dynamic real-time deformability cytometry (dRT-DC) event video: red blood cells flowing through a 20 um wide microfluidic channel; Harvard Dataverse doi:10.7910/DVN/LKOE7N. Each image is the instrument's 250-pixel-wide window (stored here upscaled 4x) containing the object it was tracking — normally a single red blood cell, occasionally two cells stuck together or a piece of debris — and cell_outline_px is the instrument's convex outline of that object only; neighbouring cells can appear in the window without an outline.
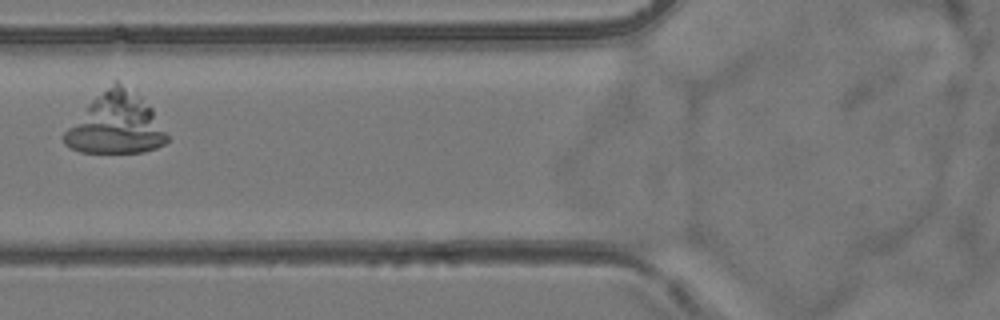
{"species": "common noctule bat (a hibernating species)", "species_latin": "Nyctalus noctula", "temperature_condition": "room temperature", "stored_images_in_passage": 7, "camera_frame_rate_fps": 3000, "um_per_image_px": 0.085, "animal": {"sex": "female", "body_mass_g": 24.6, "forearm_length_mm": 56.2}, "frame": {"image": 1, "passage_image": 6, "time_ms": 5.667, "image_size_px": [1000, 320], "cell_outline_px": [[168, 140], [164, 144], [156, 148], [144, 152], [80, 152], [64, 144], [64, 132], [88, 104], [112, 80], [116, 80], [140, 96], [152, 108], [168, 136]], "centroid_in_image_um": [9.86, 10.52], "position_along_channel_um": 115.9, "area_um2": 36.01}}